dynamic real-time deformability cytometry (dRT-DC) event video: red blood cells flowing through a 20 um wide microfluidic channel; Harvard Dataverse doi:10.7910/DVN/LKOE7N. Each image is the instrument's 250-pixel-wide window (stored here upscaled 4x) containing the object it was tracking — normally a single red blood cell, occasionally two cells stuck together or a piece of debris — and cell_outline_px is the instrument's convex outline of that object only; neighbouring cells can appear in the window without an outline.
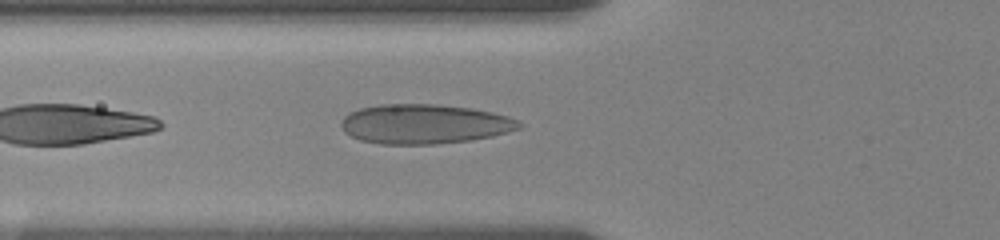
{"species": "human", "species_latin": "Homo sapiens", "temperature_condition": "room temperature", "stored_images_in_passage": 23, "camera_frame_rate_fps": 3000, "um_per_image_px": 0.085, "donor": {"sex": "female"}, "frame": {"image": 1, "passage_image": 5, "time_ms": 1.0, "image_size_px": [1000, 240], "cell_outline_px": [[524, 124], [520, 128], [508, 132], [492, 136], [472, 140], [436, 144], [380, 144], [360, 140], [344, 132], [340, 124], [344, 116], [348, 112], [360, 108], [380, 104], [440, 104], [472, 108], [492, 112], [508, 116], [520, 120]], "centroid_in_image_um": [36.09, 10.53], "position_along_channel_um": 89.7, "area_um2": 41.44}}
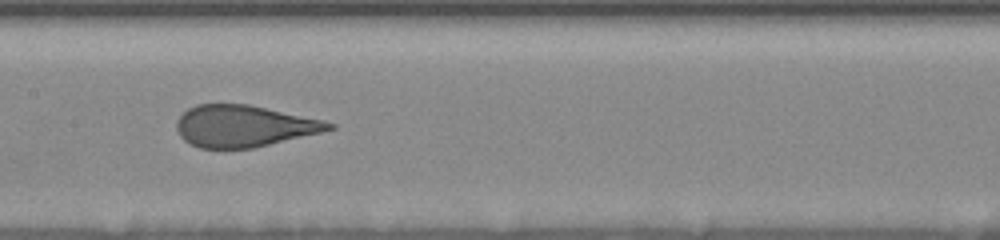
{"frame": {"image": 2, "passage_image": 15, "time_ms": 3.667, "image_size_px": [1000, 240], "cell_outline_px": [[336, 128], [320, 132], [252, 148], [200, 148], [184, 140], [180, 136], [176, 128], [176, 120], [188, 108], [196, 104], [248, 104], [320, 120], [336, 124]], "centroid_in_image_um": [20.67, 10.71], "position_along_channel_um": 186.7, "area_um2": 36.41}}
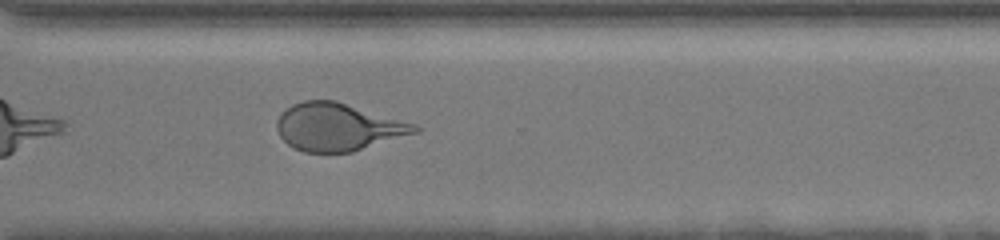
{"frame": {"image": 3, "passage_image": 23, "time_ms": 8.0, "image_size_px": [1000, 240], "cell_outline_px": [[420, 132], [352, 152], [304, 152], [288, 144], [280, 136], [276, 128], [276, 120], [280, 112], [292, 104], [304, 100], [336, 100], [416, 124], [420, 128]], "centroid_in_image_um": [28.73, 10.78], "position_along_channel_um": 341.9, "area_um2": 38.44}}